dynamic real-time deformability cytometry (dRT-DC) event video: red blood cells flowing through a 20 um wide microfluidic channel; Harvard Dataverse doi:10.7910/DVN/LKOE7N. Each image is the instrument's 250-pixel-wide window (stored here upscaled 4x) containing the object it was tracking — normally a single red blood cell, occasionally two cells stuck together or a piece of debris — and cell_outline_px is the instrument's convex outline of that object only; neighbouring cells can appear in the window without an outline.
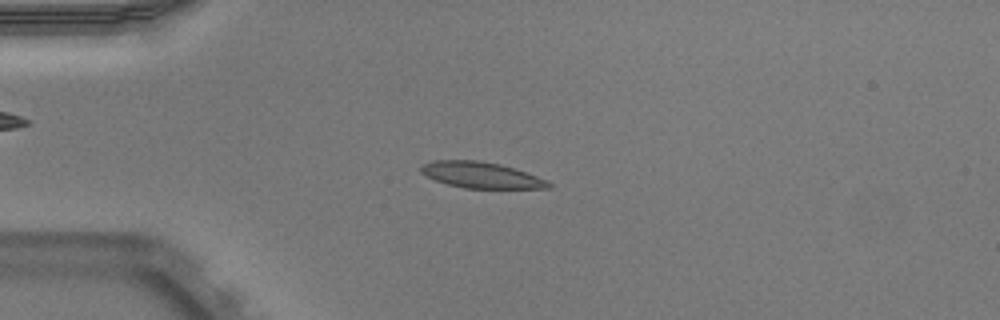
{"species": "Egyptian fruit bat (a non-hibernating species)", "species_latin": "Rousettus aegyptiacus", "temperature_condition": "warm", "stored_images_in_passage": 51, "camera_frame_rate_fps": 3000, "um_per_image_px": 0.085, "animal": {"sex": "male"}, "frame": {"image": 1, "passage_image": 13, "time_ms": 4.0, "image_size_px": [1000, 320], "cell_outline_px": [[552, 188], [464, 188], [448, 184], [436, 180], [420, 172], [420, 164], [432, 160], [480, 160], [500, 164], [548, 180], [552, 184]], "centroid_in_image_um": [40.87, 14.87], "position_along_channel_um": 44.1, "area_um2": 19.31}}
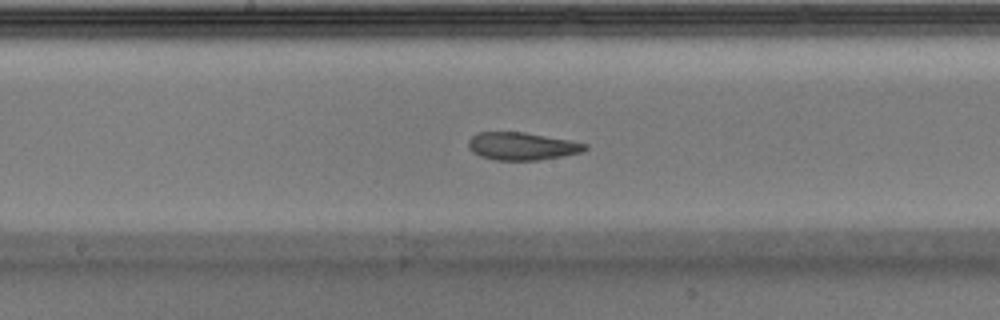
{"frame": {"image": 2, "passage_image": 27, "time_ms": 8.667, "image_size_px": [1000, 320], "cell_outline_px": [[588, 148], [580, 152], [560, 156], [536, 160], [496, 160], [480, 156], [472, 152], [468, 148], [468, 140], [476, 132], [524, 132], [568, 140], [588, 144]], "centroid_in_image_um": [44.31, 12.42], "position_along_channel_um": 203.9, "area_um2": 18.67}}
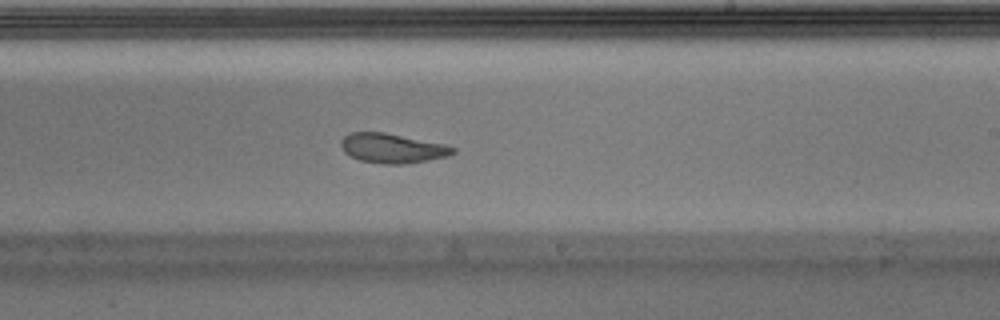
{"frame": {"image": 3, "passage_image": 31, "time_ms": 10.0, "image_size_px": [1000, 320], "cell_outline_px": [[456, 152], [448, 156], [428, 160], [404, 164], [384, 164], [360, 160], [344, 152], [340, 144], [340, 140], [344, 136], [352, 132], [384, 132], [444, 144], [456, 148]], "centroid_in_image_um": [33.34, 12.6], "position_along_channel_um": 255.7, "area_um2": 19.19}, "authors_computed_cell_mechanics": {"area_um2": 19.3052, "velocity_mm_per_s": 3.9094, "shape_relaxation_time_tau1_ms": null, "shape_relaxation_time_tau2_ms": 3.0737, "deformation_change_tau1": null, "deformation_change_tau2": 0.0925}}